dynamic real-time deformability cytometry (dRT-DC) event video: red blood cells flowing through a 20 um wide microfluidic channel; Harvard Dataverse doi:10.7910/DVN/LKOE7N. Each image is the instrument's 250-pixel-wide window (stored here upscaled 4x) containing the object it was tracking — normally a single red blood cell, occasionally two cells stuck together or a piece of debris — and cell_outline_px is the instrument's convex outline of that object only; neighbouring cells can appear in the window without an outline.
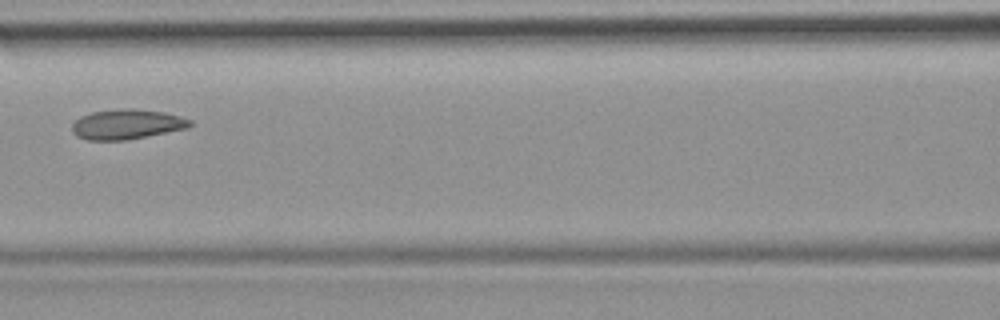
{"species": "common noctule bat (a hibernating species)", "species_latin": "Nyctalus noctula", "temperature_condition": "room temperature", "stored_images_in_passage": 6, "camera_frame_rate_fps": 3000, "um_per_image_px": 0.085, "animal": {"sex": "female", "body_mass_g": 19.9}, "frame": {"image": 1, "passage_image": 6, "time_ms": 6.667, "image_size_px": [1000, 320], "cell_outline_px": [[192, 124], [188, 128], [128, 140], [88, 140], [76, 136], [72, 132], [72, 124], [80, 116], [92, 112], [120, 108], [132, 108], [164, 112], [180, 116], [192, 120]], "centroid_in_image_um": [10.78, 10.56], "position_along_channel_um": 155.8, "area_um2": 20.75}}